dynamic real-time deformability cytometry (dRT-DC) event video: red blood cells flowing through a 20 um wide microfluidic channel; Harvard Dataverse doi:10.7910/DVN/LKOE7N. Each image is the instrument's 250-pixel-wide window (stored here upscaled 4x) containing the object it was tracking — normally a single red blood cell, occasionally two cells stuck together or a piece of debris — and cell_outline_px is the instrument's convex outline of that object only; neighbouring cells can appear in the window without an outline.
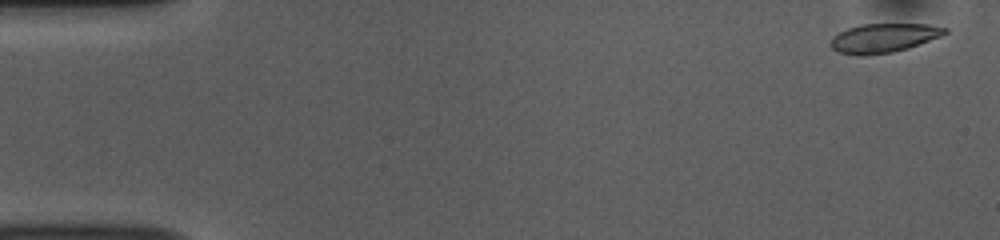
{"species": "common noctule bat (a hibernating species)", "species_latin": "Nyctalus noctula", "temperature_condition": "room temperature", "stored_images_in_passage": 53, "camera_frame_rate_fps": 3000, "um_per_image_px": 0.085, "animal": {"sex": "female", "body_mass_g": 10.0, "forearm_length_mm": 53.1}, "frame": {"image": 1, "passage_image": 2, "time_ms": 0.333, "image_size_px": [1000, 240], "cell_outline_px": [[948, 32], [940, 36], [908, 48], [892, 52], [864, 56], [856, 56], [840, 52], [832, 48], [828, 44], [832, 36], [848, 28], [860, 24], [928, 24], [948, 28]], "centroid_in_image_um": [75.07, 3.23], "position_along_channel_um": 9.9, "area_um2": 19.42}}
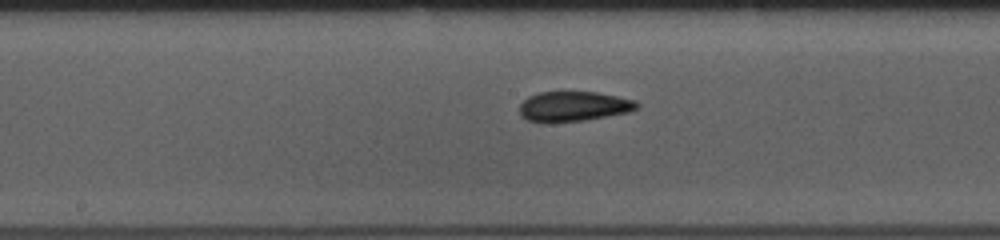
{"frame": {"image": 2, "passage_image": 27, "time_ms": 8.667, "image_size_px": [1000, 240], "cell_outline_px": [[640, 108], [628, 112], [584, 120], [544, 124], [528, 120], [520, 116], [520, 104], [528, 96], [540, 92], [596, 92], [636, 100], [640, 104]], "centroid_in_image_um": [48.74, 9.06], "position_along_channel_um": 199.5, "area_um2": 20.75}}
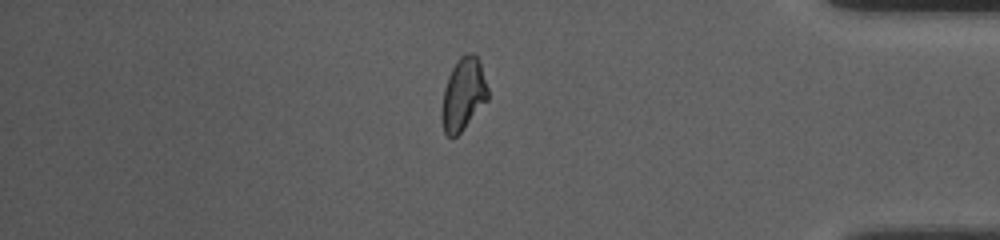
{"frame": {"image": 3, "passage_image": 45, "time_ms": 14.667, "image_size_px": [1000, 240], "cell_outline_px": [[488, 100], [464, 128], [452, 140], [444, 132], [440, 116], [440, 108], [444, 88], [448, 76], [456, 60], [460, 56], [468, 52], [472, 52], [476, 56], [480, 64], [488, 88]], "centroid_in_image_um": [39.35, 8.03], "position_along_channel_um": 395.9, "area_um2": 19.71}, "authors_computed_cell_mechanics": {"area_um2": 19.9988, "velocity_mm_per_s": 3.7909, "shape_relaxation_time_tau1_ms": null, "shape_relaxation_time_tau2_ms": 1.8065, "deformation_change_tau1": null, "deformation_change_tau2": 0.0872}}